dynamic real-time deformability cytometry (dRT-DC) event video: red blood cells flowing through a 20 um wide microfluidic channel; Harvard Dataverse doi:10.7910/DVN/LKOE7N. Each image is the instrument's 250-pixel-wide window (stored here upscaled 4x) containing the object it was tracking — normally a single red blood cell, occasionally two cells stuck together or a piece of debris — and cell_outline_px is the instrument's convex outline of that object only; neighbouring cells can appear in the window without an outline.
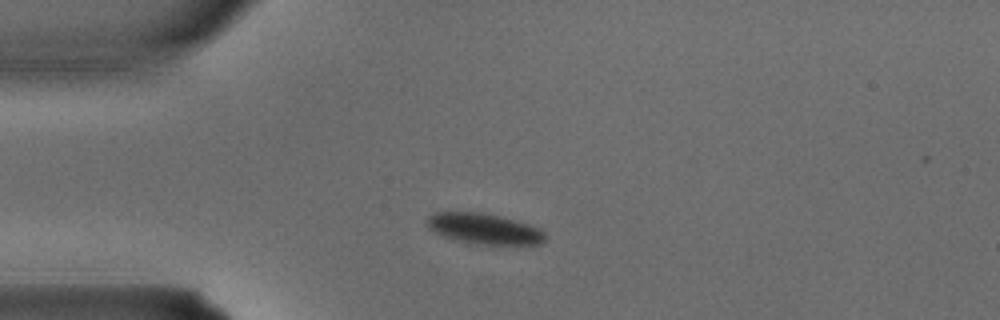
{"species": "common noctule bat (a hibernating species)", "species_latin": "Nyctalus noctula", "temperature_condition": "warm", "stored_images_in_passage": 1, "camera_frame_rate_fps": 3000, "um_per_image_px": 0.085, "animal": {"sex": "male", "body_mass_g": 15.6}, "frame": {"image": 1, "passage_image": 1, "time_ms": 0.0, "image_size_px": [1000, 320], "cell_outline_px": [[548, 236], [540, 244], [476, 244], [456, 240], [444, 236], [428, 228], [428, 216], [436, 212], [480, 212], [500, 216], [528, 224], [540, 228]], "centroid_in_image_um": [41.18, 19.44], "position_along_channel_um": 43.8, "area_um2": 20.92}}